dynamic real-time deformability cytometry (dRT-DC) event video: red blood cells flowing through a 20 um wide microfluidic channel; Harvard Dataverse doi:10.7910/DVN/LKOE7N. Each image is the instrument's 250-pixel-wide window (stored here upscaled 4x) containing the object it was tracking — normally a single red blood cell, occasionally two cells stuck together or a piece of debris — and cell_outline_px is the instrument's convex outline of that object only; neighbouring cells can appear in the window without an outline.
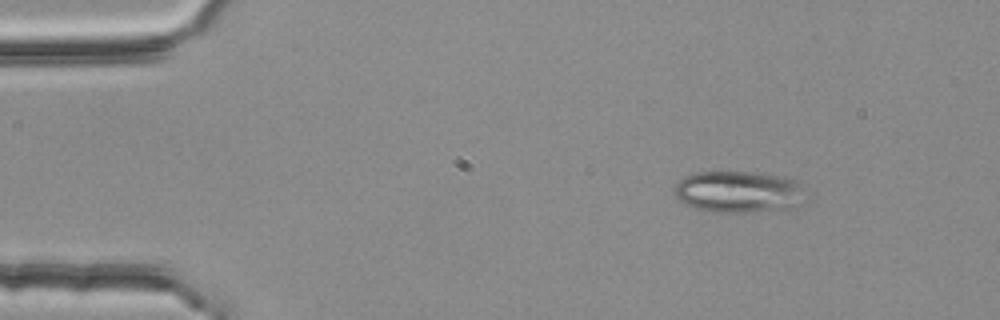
{"species": "common noctule bat (a hibernating species)", "species_latin": "Nyctalus noctula", "temperature_condition": "room temperature", "stored_images_in_passage": 3, "camera_frame_rate_fps": 3000, "um_per_image_px": 0.085, "animal": {"sex": "female", "body_mass_g": 25.1}, "frame": {"image": 1, "passage_image": 3, "time_ms": 0.667, "image_size_px": [1000, 320], "cell_outline_px": [[804, 204], [796, 208], [744, 212], [712, 212], [696, 208], [684, 204], [672, 192], [676, 184], [684, 176], [700, 172], [744, 172], [788, 176], [800, 180], [804, 184]], "centroid_in_image_um": [62.87, 16.3], "position_along_channel_um": 22.1, "area_um2": 32.48}}